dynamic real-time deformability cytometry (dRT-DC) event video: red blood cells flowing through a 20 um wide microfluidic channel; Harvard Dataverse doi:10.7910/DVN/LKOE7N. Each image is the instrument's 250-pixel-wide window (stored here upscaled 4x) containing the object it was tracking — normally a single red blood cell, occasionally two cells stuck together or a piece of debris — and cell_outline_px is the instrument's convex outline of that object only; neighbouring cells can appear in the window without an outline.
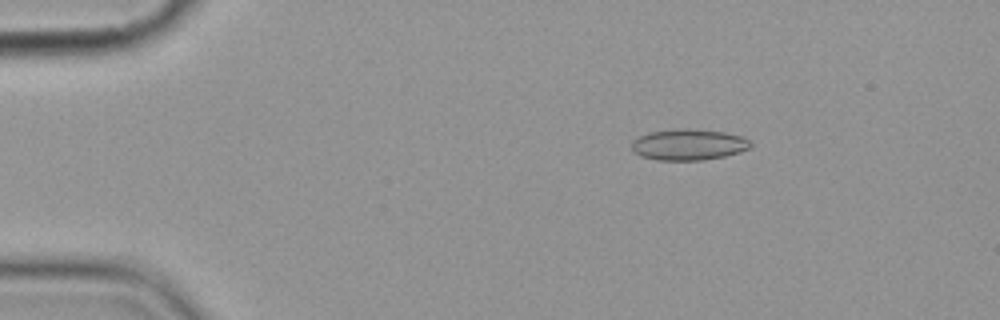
{"species": "common noctule bat (a hibernating species)", "species_latin": "Nyctalus noctula", "temperature_condition": "cold", "stored_images_in_passage": 11, "camera_frame_rate_fps": 3000, "um_per_image_px": 0.085, "animal": {"sex": "female", "body_mass_g": 19.9}, "frame": {"image": 1, "passage_image": 3, "time_ms": 2.333, "image_size_px": [1000, 320], "cell_outline_px": [[752, 144], [748, 148], [740, 152], [724, 156], [704, 160], [656, 160], [640, 156], [632, 148], [632, 140], [648, 132], [672, 128], [688, 128], [724, 132], [740, 136], [748, 140]], "centroid_in_image_um": [58.49, 12.28], "position_along_channel_um": 26.5, "area_um2": 21.62}}
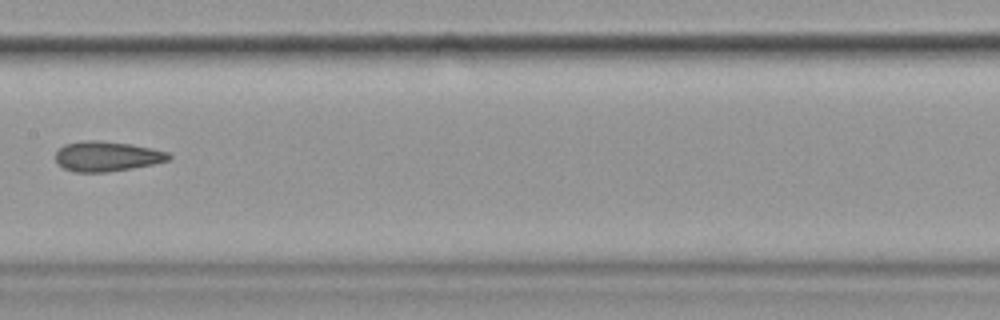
{"frame": {"image": 2, "passage_image": 8, "time_ms": 9.0, "image_size_px": [1000, 320], "cell_outline_px": [[172, 156], [168, 160], [152, 164], [132, 168], [108, 172], [72, 172], [64, 168], [56, 160], [56, 152], [64, 144], [84, 140], [100, 140], [132, 144], [152, 148], [168, 152]], "centroid_in_image_um": [9.08, 13.28], "position_along_channel_um": 198.3, "area_um2": 19.83}}
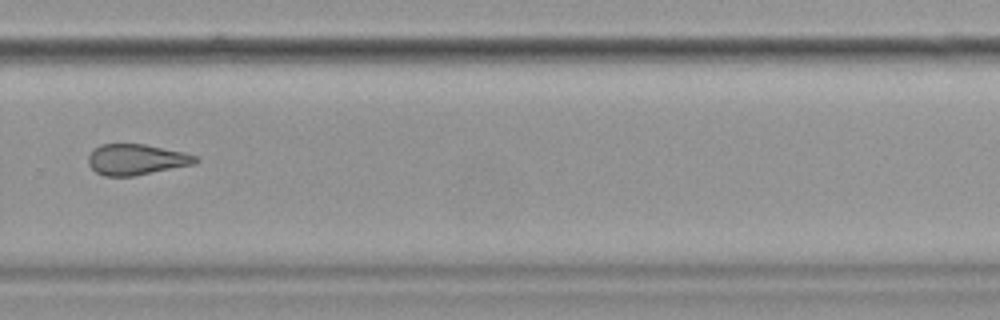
{"frame": {"image": 3, "passage_image": 11, "time_ms": 12.333, "image_size_px": [1000, 320], "cell_outline_px": [[200, 160], [196, 164], [132, 176], [104, 176], [96, 172], [88, 164], [88, 156], [100, 144], [144, 144], [184, 152], [196, 156]], "centroid_in_image_um": [11.61, 13.56], "position_along_channel_um": 318.2, "area_um2": 19.19}}